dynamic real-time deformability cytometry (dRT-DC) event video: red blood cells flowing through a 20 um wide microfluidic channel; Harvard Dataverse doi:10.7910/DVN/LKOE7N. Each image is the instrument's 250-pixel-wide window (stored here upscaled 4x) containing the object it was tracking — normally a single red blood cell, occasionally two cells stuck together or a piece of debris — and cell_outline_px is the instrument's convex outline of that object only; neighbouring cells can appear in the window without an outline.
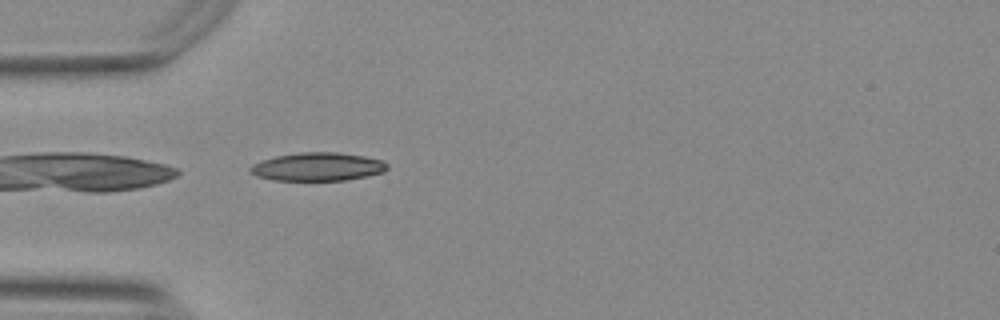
{"species": "Egyptian fruit bat (a non-hibernating species)", "species_latin": "Rousettus aegyptiacus", "temperature_condition": "warm", "stored_images_in_passage": 39, "camera_frame_rate_fps": 3000, "um_per_image_px": 0.085, "animal": {"sex": "female"}, "frame": {"image": 1, "passage_image": 1, "time_ms": 0.0, "image_size_px": [1000, 320], "cell_outline_px": [[388, 168], [384, 172], [368, 176], [344, 180], [272, 180], [256, 176], [248, 172], [248, 168], [252, 164], [276, 156], [300, 152], [336, 152], [364, 156], [380, 160], [388, 164]], "centroid_in_image_um": [26.98, 14.17], "position_along_channel_um": 58.0, "area_um2": 22.6}}
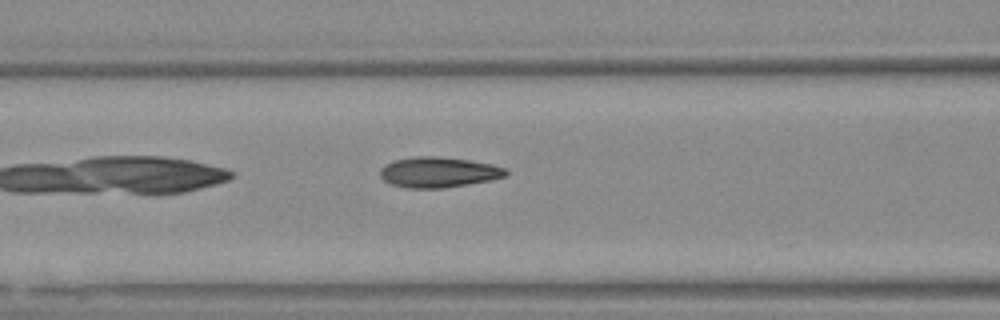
{"frame": {"image": 2, "passage_image": 7, "time_ms": 2.0, "image_size_px": [1000, 320], "cell_outline_px": [[508, 172], [504, 176], [492, 180], [440, 188], [408, 188], [392, 184], [384, 180], [380, 176], [380, 168], [384, 164], [396, 160], [416, 156], [436, 156], [468, 160], [492, 164], [504, 168]], "centroid_in_image_um": [37.24, 14.63], "position_along_channel_um": 129.4, "area_um2": 22.08}}
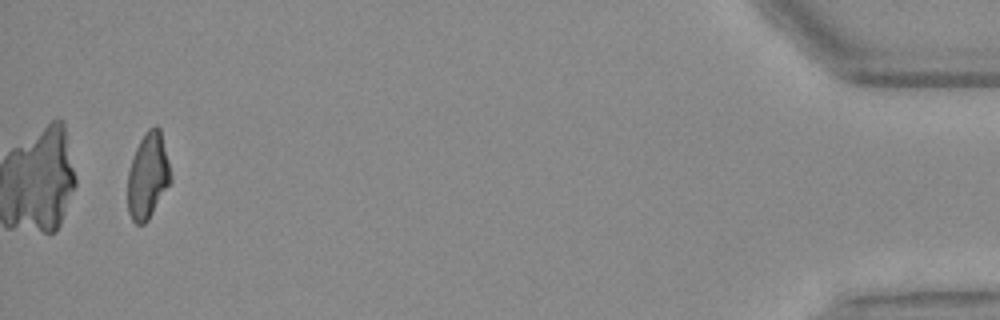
{"frame": {"image": 3, "passage_image": 37, "time_ms": 12.0, "image_size_px": [1000, 320], "cell_outline_px": [[172, 180], [148, 220], [144, 224], [136, 224], [132, 220], [128, 212], [128, 172], [136, 148], [140, 140], [148, 128], [156, 124], [160, 128], [172, 176]], "centroid_in_image_um": [12.58, 14.94], "position_along_channel_um": 422.6, "area_um2": 21.44}, "authors_computed_cell_mechanics": {"area_um2": 21.7906, "velocity_mm_per_s": 3.7627, "shape_relaxation_time_tau1_ms": 7.9412, "shape_relaxation_time_tau2_ms": 1.2667, "deformation_change_tau1": 0.2445, "deformation_change_tau2": 0.0677}}